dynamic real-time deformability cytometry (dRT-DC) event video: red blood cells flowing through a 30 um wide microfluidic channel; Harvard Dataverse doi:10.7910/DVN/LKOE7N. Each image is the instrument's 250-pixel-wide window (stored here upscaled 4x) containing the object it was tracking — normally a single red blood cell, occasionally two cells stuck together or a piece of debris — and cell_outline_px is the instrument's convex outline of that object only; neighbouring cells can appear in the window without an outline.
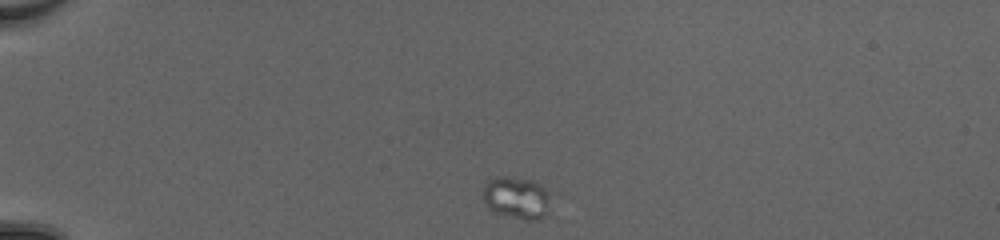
{"species": "common noctule bat (a hibernating species)", "species_latin": "Nyctalus noctula", "temperature_condition": "cold", "stored_images_in_passage": 41, "camera_frame_rate_fps": 3000, "um_per_image_px": 0.085, "animal": {"sex": "female", "body_mass_g": 20.0, "forearm_length_mm": 54.0}, "frame": {"image": 1, "passage_image": 1, "time_ms": 0.0, "image_size_px": [1000, 240], "cell_outline_px": [[548, 216], [540, 220], [524, 220], [492, 212], [484, 204], [484, 184], [488, 180], [496, 176], [512, 176], [532, 180], [548, 192]], "centroid_in_image_um": [43.88, 16.83], "position_along_channel_um": 41.1, "area_um2": 16.88}}
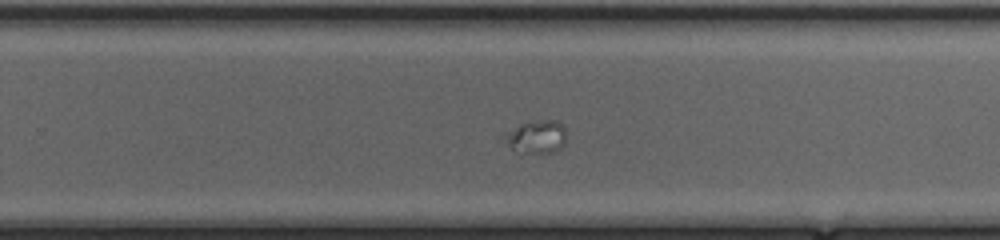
{"frame": {"image": 2, "passage_image": 24, "time_ms": 7.667, "image_size_px": [1000, 240], "cell_outline_px": [[564, 144], [556, 152], [520, 156], [496, 140], [496, 136], [520, 124], [544, 120], [556, 120], [564, 128]], "centroid_in_image_um": [45.38, 11.72], "position_along_channel_um": 284.4, "area_um2": 13.01}}
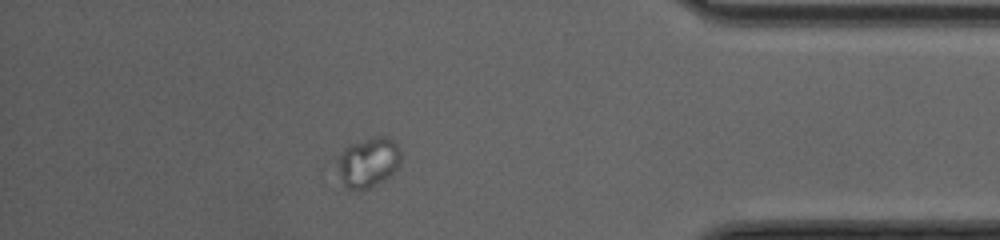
{"frame": {"image": 3, "passage_image": 35, "time_ms": 11.333, "image_size_px": [1000, 240], "cell_outline_px": [[400, 164], [384, 180], [368, 188], [348, 188], [344, 184], [340, 176], [336, 160], [344, 148], [348, 144], [376, 136], [388, 136], [400, 148]], "centroid_in_image_um": [31.29, 13.75], "position_along_channel_um": 403.9, "area_um2": 18.21}}